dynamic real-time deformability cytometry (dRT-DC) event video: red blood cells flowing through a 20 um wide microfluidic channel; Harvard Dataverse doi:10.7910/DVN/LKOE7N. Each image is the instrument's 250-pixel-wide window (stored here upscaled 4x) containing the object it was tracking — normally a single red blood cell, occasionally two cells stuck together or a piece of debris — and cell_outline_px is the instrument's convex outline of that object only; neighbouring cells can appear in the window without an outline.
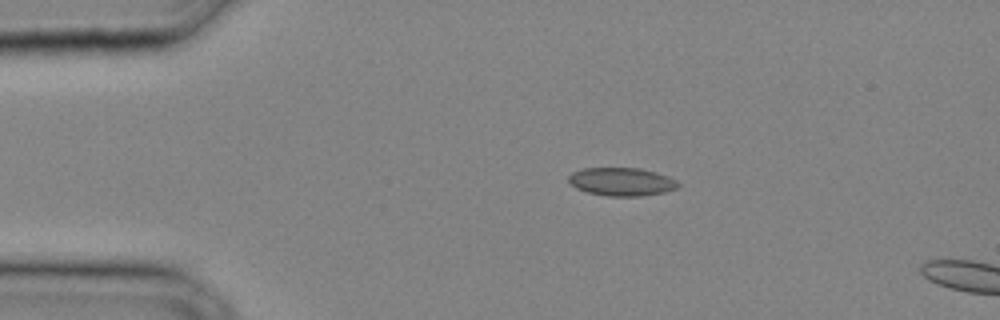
{"species": "common noctule bat (a hibernating species)", "species_latin": "Nyctalus noctula", "temperature_condition": "cold", "stored_images_in_passage": 8, "camera_frame_rate_fps": 3000, "um_per_image_px": 0.085, "animal": {"sex": "male", "body_mass_g": 20.4}, "frame": {"image": 1, "passage_image": 6, "time_ms": 1.667, "image_size_px": [1000, 320], "cell_outline_px": [[680, 184], [676, 188], [664, 192], [640, 196], [608, 196], [588, 192], [576, 188], [568, 180], [568, 176], [572, 172], [584, 168], [640, 168], [656, 172], [668, 176], [676, 180]], "centroid_in_image_um": [52.84, 15.44], "position_along_channel_um": 32.2, "area_um2": 17.92}}